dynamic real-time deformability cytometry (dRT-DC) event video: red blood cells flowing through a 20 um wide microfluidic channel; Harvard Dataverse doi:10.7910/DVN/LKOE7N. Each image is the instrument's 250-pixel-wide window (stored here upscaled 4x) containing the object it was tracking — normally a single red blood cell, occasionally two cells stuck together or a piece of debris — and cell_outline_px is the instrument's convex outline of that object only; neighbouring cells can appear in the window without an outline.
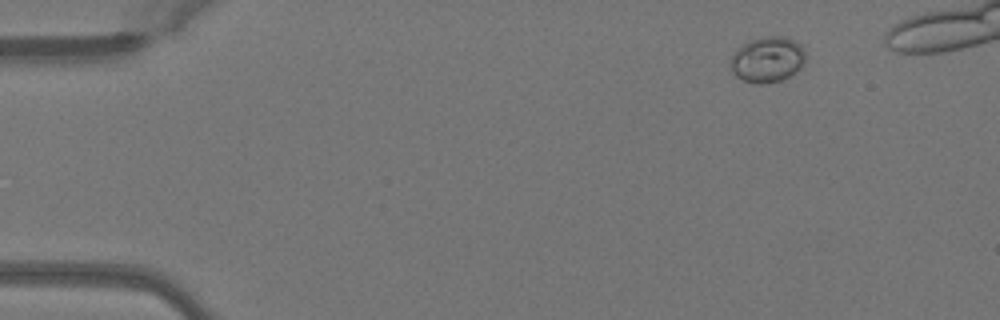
{"species": "Egyptian fruit bat (a non-hibernating species)", "species_latin": "Rousettus aegyptiacus", "temperature_condition": "warm", "stored_images_in_passage": 40, "camera_frame_rate_fps": 3000, "um_per_image_px": 0.085, "animal": {"sex": "female"}, "frame": {"image": 1, "passage_image": 1, "time_ms": 0.0, "image_size_px": [1000, 320], "cell_outline_px": [[804, 64], [796, 72], [780, 80], [768, 84], [756, 84], [744, 80], [736, 76], [732, 72], [732, 56], [744, 44], [752, 40], [764, 36], [784, 36], [800, 44], [804, 52]], "centroid_in_image_um": [65.26, 5.07], "position_along_channel_um": 19.7, "area_um2": 19.59}}
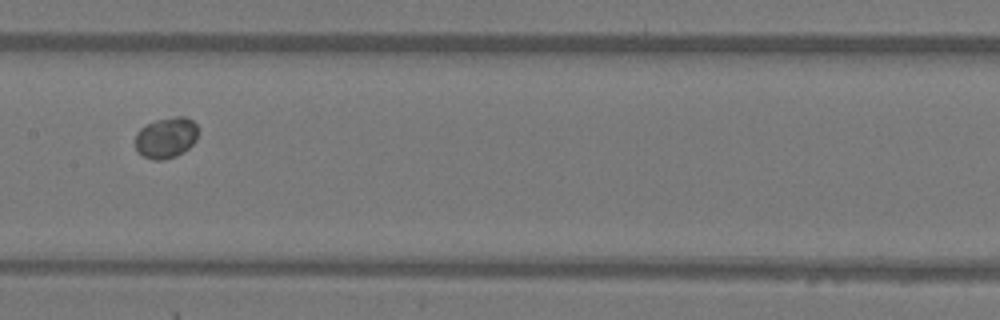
{"frame": {"image": 2, "passage_image": 21, "time_ms": 6.667, "image_size_px": [1000, 320], "cell_outline_px": [[196, 140], [184, 152], [176, 156], [164, 160], [152, 160], [136, 152], [136, 132], [144, 124], [156, 120], [172, 116], [184, 116], [192, 120], [196, 124]], "centroid_in_image_um": [14.09, 11.7], "position_along_channel_um": 193.3, "area_um2": 15.14}}
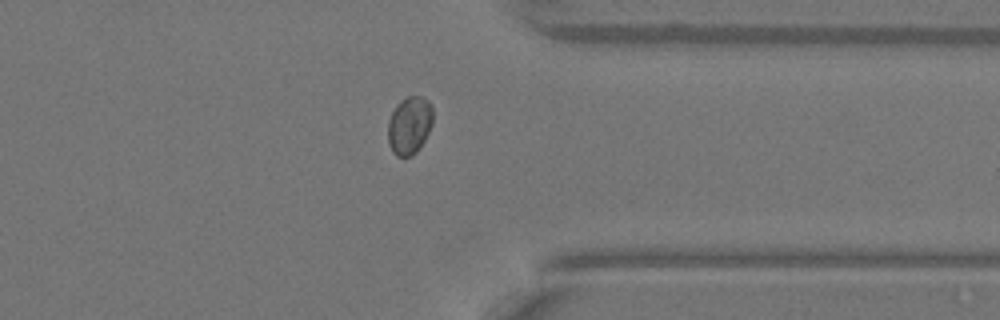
{"frame": {"image": 3, "passage_image": 35, "time_ms": 11.333, "image_size_px": [1000, 320], "cell_outline_px": [[432, 124], [424, 140], [416, 152], [412, 156], [396, 156], [392, 152], [388, 144], [388, 120], [396, 104], [400, 100], [408, 96], [420, 96], [428, 100], [432, 104]], "centroid_in_image_um": [34.79, 10.64], "position_along_channel_um": 376.6, "area_um2": 15.26}}